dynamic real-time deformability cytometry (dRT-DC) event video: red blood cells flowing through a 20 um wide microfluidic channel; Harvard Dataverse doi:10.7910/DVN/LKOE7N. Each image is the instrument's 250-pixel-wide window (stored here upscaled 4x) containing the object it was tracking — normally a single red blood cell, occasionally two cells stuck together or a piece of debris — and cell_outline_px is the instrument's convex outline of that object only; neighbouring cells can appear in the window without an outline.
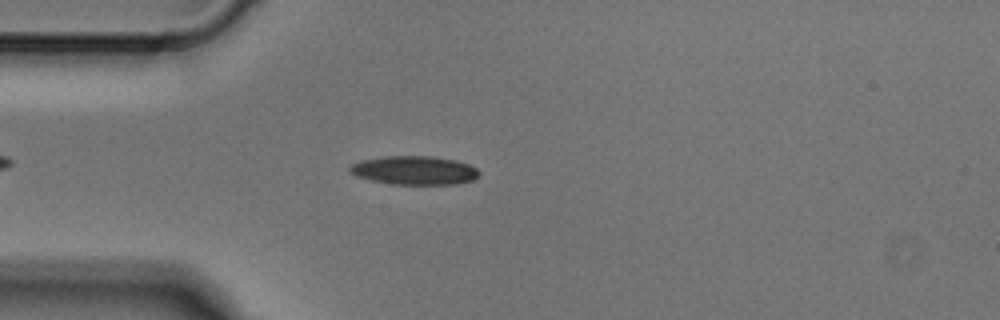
{"species": "Egyptian fruit bat (a non-hibernating species)", "species_latin": "Rousettus aegyptiacus", "temperature_condition": "cold", "stored_images_in_passage": 1, "camera_frame_rate_fps": 3000, "um_per_image_px": 0.085, "animal": {"sex": "male"}, "frame": {"image": 1, "passage_image": 1, "time_ms": 0.0, "image_size_px": [1000, 320], "cell_outline_px": [[480, 176], [472, 180], [456, 184], [392, 184], [372, 180], [356, 176], [348, 172], [348, 168], [352, 164], [360, 160], [384, 156], [432, 156], [456, 160], [468, 164], [476, 168], [480, 172]], "centroid_in_image_um": [35.21, 14.47], "position_along_channel_um": 49.8, "area_um2": 21.73}}